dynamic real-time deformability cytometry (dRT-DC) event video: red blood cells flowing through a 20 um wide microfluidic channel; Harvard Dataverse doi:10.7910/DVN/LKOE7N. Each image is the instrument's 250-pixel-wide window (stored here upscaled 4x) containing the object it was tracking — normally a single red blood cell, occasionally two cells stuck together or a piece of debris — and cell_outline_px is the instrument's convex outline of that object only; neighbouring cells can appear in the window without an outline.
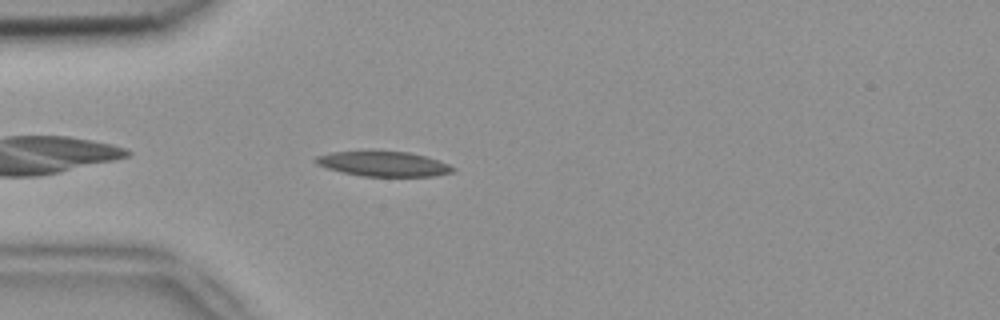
{"species": "common noctule bat (a hibernating species)", "species_latin": "Nyctalus noctula", "temperature_condition": "room temperature", "stored_images_in_passage": 3, "camera_frame_rate_fps": 3000, "um_per_image_px": 0.085, "animal": {"sex": "female", "body_mass_g": 18.4}, "frame": {"image": 1, "passage_image": 3, "time_ms": 0.667, "image_size_px": [1000, 320], "cell_outline_px": [[456, 168], [452, 172], [432, 176], [364, 176], [344, 172], [328, 168], [316, 164], [312, 160], [316, 156], [332, 152], [372, 148], [376, 148], [408, 152], [424, 156], [448, 164]], "centroid_in_image_um": [32.52, 13.87], "position_along_channel_um": 52.5, "area_um2": 20.58}}